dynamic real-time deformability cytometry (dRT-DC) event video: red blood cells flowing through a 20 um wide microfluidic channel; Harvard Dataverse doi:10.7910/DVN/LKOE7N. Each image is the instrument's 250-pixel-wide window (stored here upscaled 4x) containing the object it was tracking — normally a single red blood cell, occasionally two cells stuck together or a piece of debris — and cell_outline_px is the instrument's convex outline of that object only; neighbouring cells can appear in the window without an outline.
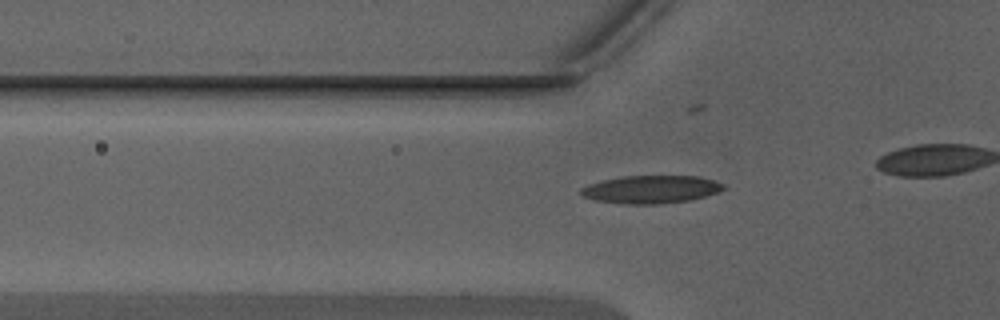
{"species": "Egyptian fruit bat (a non-hibernating species)", "species_latin": "Rousettus aegyptiacus", "temperature_condition": "warm", "stored_images_in_passage": 30, "camera_frame_rate_fps": 3000, "um_per_image_px": 0.085, "animal": {"sex": "male"}, "frame": {"image": 1, "passage_image": 8, "time_ms": 2.333, "image_size_px": [1000, 320], "cell_outline_px": [[724, 188], [720, 192], [692, 200], [660, 204], [624, 204], [592, 200], [584, 196], [580, 192], [580, 188], [588, 184], [604, 180], [624, 176], [696, 176], [712, 180], [724, 184]], "centroid_in_image_um": [55.33, 16.11], "position_along_channel_um": 70.5, "area_um2": 23.24}}
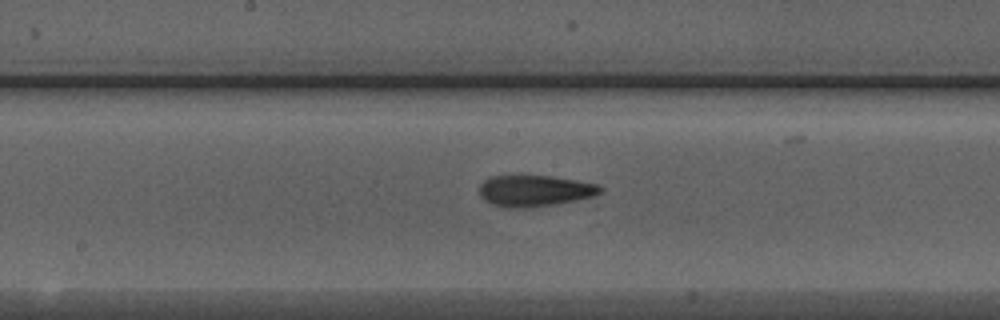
{"frame": {"image": 2, "passage_image": 17, "time_ms": 5.333, "image_size_px": [1000, 320], "cell_outline_px": [[604, 192], [592, 196], [576, 200], [556, 204], [532, 208], [504, 208], [492, 204], [484, 200], [480, 196], [480, 184], [484, 180], [492, 176], [548, 176], [576, 180], [596, 184], [604, 188]], "centroid_in_image_um": [45.44, 16.23], "position_along_channel_um": 202.8, "area_um2": 22.14}}
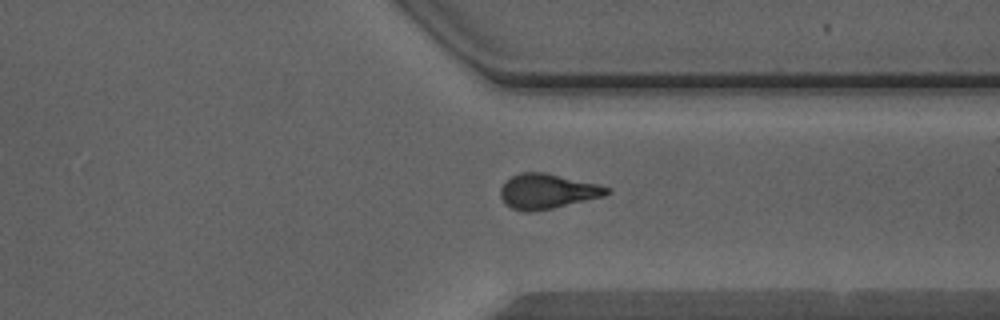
{"frame": {"image": 3, "passage_image": 28, "time_ms": 9.0, "image_size_px": [1000, 320], "cell_outline_px": [[612, 192], [604, 196], [552, 208], [528, 212], [524, 212], [512, 208], [504, 204], [500, 196], [500, 188], [512, 176], [520, 172], [544, 172], [600, 184], [612, 188]], "centroid_in_image_um": [46.54, 16.25], "position_along_channel_um": 364.9, "area_um2": 21.73}}